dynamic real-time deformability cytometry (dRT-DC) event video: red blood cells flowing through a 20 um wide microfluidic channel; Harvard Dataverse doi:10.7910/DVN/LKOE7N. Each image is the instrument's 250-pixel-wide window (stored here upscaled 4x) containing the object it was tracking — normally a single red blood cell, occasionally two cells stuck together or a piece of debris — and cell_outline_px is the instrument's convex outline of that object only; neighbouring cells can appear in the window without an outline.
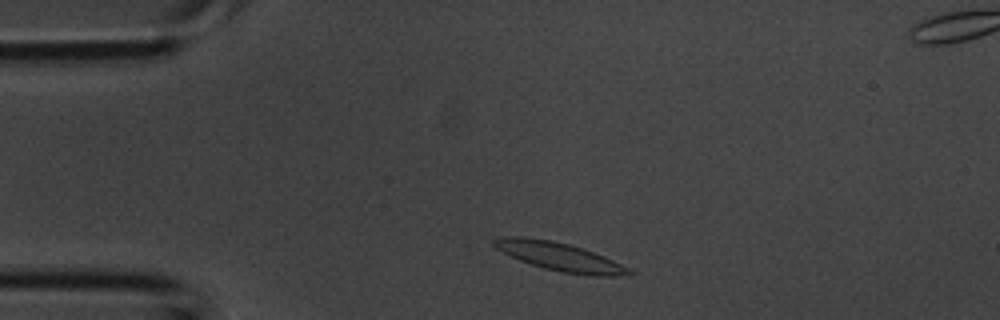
{"species": "common noctule bat (a hibernating species)", "species_latin": "Nyctalus noctula", "temperature_condition": "room temperature", "stored_images_in_passage": 5, "segment_of_instrument_passage": [2, 2], "camera_frame_rate_fps": 3000, "um_per_image_px": 0.085, "animal": {"sex": "male", "body_mass_g": 20.1, "forearm_length_mm": 53.5}, "frame": {"image": 1, "passage_image": 5, "time_ms": 1.333, "image_size_px": [1000, 320], "cell_outline_px": [[636, 272], [628, 276], [588, 276], [564, 272], [544, 268], [520, 260], [496, 248], [492, 244], [492, 240], [500, 236], [520, 236], [552, 240], [568, 244], [604, 256]], "centroid_in_image_um": [47.58, 21.82], "position_along_channel_um": 37.4, "area_um2": 22.14}}